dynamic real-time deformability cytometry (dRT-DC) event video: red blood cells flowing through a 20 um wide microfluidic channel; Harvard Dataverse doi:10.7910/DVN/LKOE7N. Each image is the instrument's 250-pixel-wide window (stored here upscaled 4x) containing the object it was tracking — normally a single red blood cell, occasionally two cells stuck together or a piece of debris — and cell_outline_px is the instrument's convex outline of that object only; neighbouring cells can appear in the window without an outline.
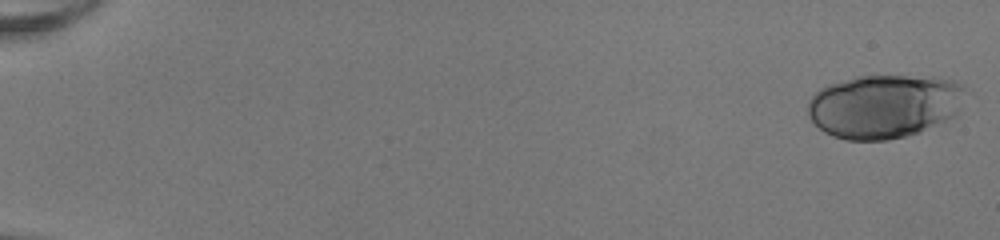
{"species": "human", "species_latin": "Homo sapiens", "temperature_condition": "room temperature", "stored_images_in_passage": 51, "camera_frame_rate_fps": 3000, "um_per_image_px": 0.085, "donor": {"sex": "female"}, "frame": {"image": 1, "passage_image": 1, "time_ms": 0.0, "image_size_px": [1000, 240], "cell_outline_px": [[964, 88], [960, 108], [956, 116], [920, 132], [888, 140], [844, 140], [832, 136], [824, 132], [808, 116], [808, 100], [820, 88], [828, 84], [856, 76], [932, 76], [956, 80]], "centroid_in_image_um": [75.15, 9.02], "position_along_channel_um": 9.8, "area_um2": 58.9}}
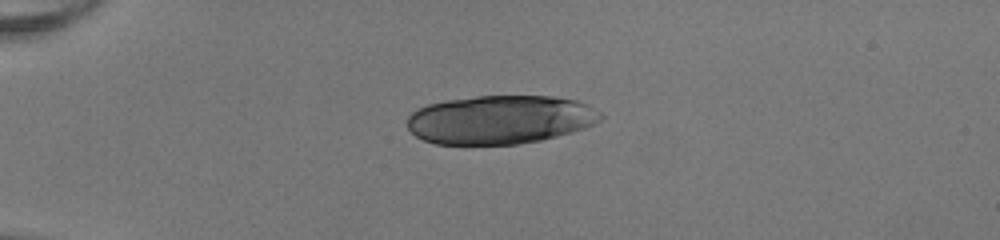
{"frame": {"image": 2, "passage_image": 14, "time_ms": 4.333, "image_size_px": [1000, 240], "cell_outline_px": [[604, 116], [600, 120], [584, 128], [572, 132], [540, 140], [516, 144], [436, 144], [424, 140], [416, 136], [408, 128], [408, 116], [412, 112], [428, 104], [448, 100], [476, 96], [556, 96], [576, 100], [588, 104], [600, 112]], "centroid_in_image_um": [42.53, 10.16], "position_along_channel_um": 42.5, "area_um2": 54.74}}